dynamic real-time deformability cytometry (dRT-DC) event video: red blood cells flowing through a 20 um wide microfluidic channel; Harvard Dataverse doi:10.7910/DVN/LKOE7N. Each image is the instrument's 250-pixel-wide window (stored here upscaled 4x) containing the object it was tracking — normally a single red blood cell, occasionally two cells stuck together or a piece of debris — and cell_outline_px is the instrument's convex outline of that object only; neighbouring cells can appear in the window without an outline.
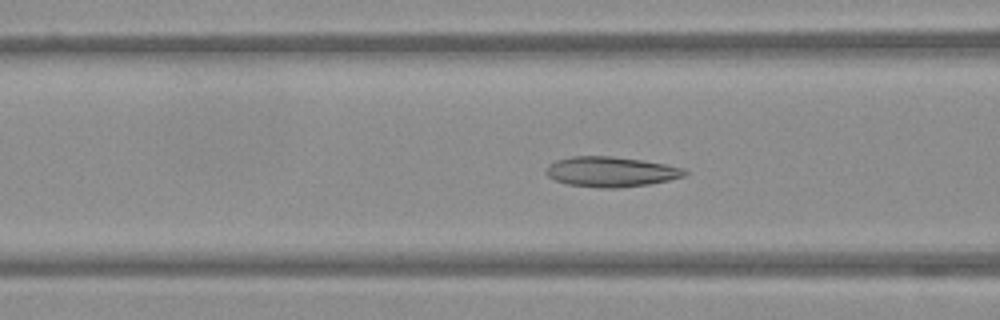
{"species": "Egyptian fruit bat (a non-hibernating species)", "species_latin": "Rousettus aegyptiacus", "temperature_condition": "warm", "stored_images_in_passage": 37, "camera_frame_rate_fps": 3000, "um_per_image_px": 0.085, "frame": {"image": 1, "passage_image": 5, "time_ms": 1.333, "image_size_px": [1000, 320], "cell_outline_px": [[688, 172], [684, 176], [668, 180], [648, 184], [616, 188], [600, 188], [568, 184], [556, 180], [548, 176], [544, 172], [544, 168], [548, 164], [556, 160], [572, 156], [612, 156], [640, 160], [664, 164], [684, 168]], "centroid_in_image_um": [51.88, 14.59], "position_along_channel_um": 114.7, "area_um2": 24.28}}
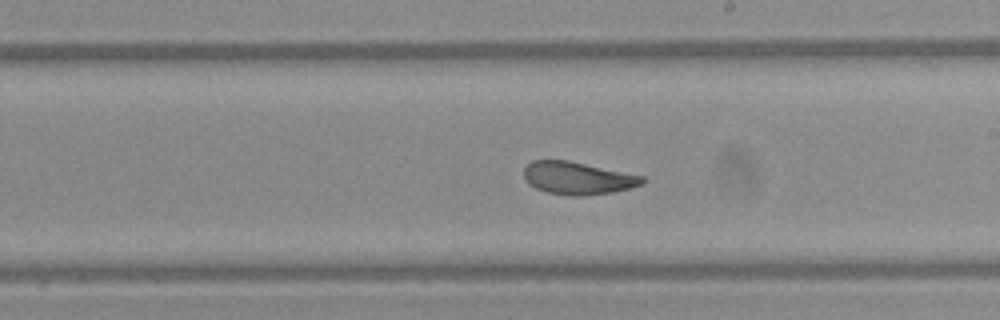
{"frame": {"image": 2, "passage_image": 15, "time_ms": 4.667, "image_size_px": [1000, 320], "cell_outline_px": [[644, 184], [612, 192], [584, 196], [572, 196], [544, 192], [528, 184], [524, 176], [524, 168], [532, 160], [568, 160], [644, 176]], "centroid_in_image_um": [49.08, 15.14], "position_along_channel_um": 239.9, "area_um2": 22.54}}
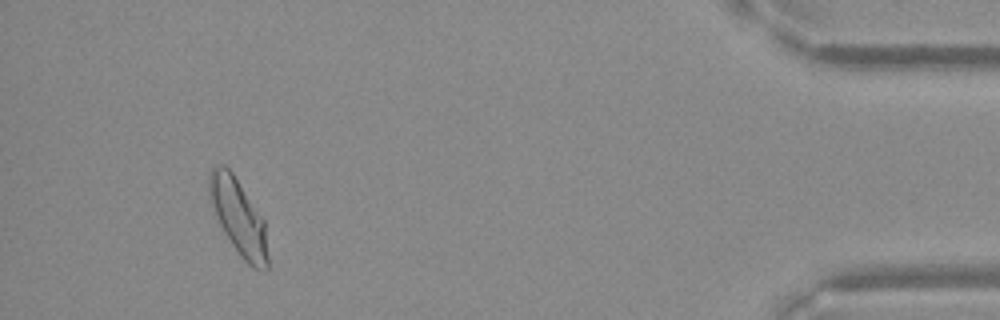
{"frame": {"image": 3, "passage_image": 34, "time_ms": 11.0, "image_size_px": [1000, 320], "cell_outline_px": [[268, 268], [252, 268], [240, 256], [224, 232], [220, 224], [208, 196], [208, 176], [212, 168], [216, 164], [224, 164], [232, 172], [264, 220], [268, 256]], "centroid_in_image_um": [20.25, 18.42], "position_along_channel_um": 415.0, "area_um2": 25.55}}